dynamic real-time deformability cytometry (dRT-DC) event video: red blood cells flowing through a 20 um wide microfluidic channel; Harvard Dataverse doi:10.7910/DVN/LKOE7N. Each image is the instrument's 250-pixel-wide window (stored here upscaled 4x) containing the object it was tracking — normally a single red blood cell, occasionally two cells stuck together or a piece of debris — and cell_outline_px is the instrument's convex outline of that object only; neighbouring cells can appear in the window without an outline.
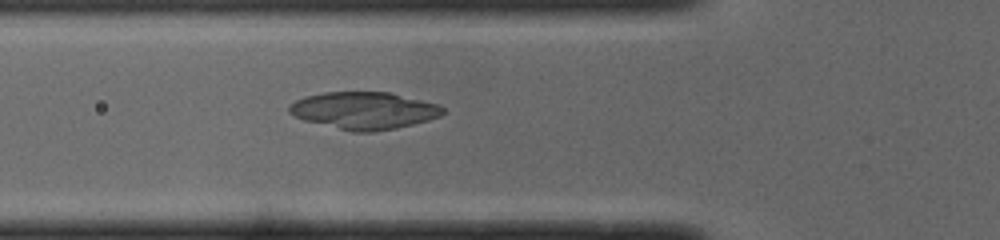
{"species": "common noctule bat (a hibernating species)", "species_latin": "Nyctalus noctula", "temperature_condition": "cold", "stored_images_in_passage": 39, "camera_frame_rate_fps": 3000, "um_per_image_px": 0.085, "animal": {"sex": "male", "body_mass_g": 19.0, "forearm_length_mm": 50.8}, "frame": {"image": 1, "passage_image": 6, "time_ms": 1.667, "image_size_px": [1000, 240], "cell_outline_px": [[444, 112], [440, 116], [428, 120], [396, 128], [372, 132], [352, 132], [304, 120], [288, 112], [288, 108], [296, 100], [304, 96], [324, 92], [392, 92], [436, 104], [444, 108]], "centroid_in_image_um": [30.93, 9.39], "position_along_channel_um": 94.9, "area_um2": 33.18}}
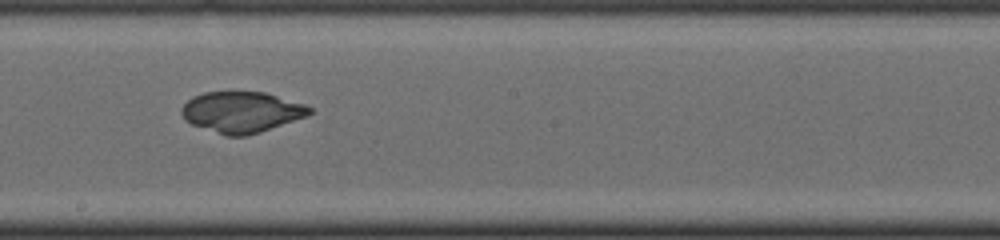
{"frame": {"image": 2, "passage_image": 16, "time_ms": 5.0, "image_size_px": [1000, 240], "cell_outline_px": [[312, 112], [308, 116], [248, 136], [224, 136], [192, 124], [184, 120], [180, 112], [180, 108], [192, 96], [204, 92], [264, 92], [308, 104], [312, 108]], "centroid_in_image_um": [20.54, 9.53], "position_along_channel_um": 227.7, "area_um2": 30.87}}
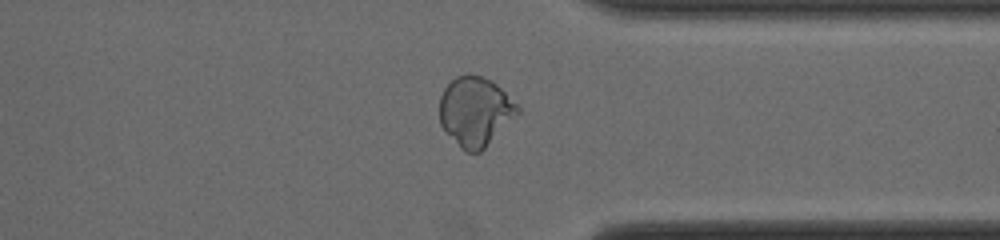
{"frame": {"image": 3, "passage_image": 27, "time_ms": 8.667, "image_size_px": [1000, 240], "cell_outline_px": [[520, 112], [480, 152], [468, 152], [460, 148], [440, 124], [440, 96], [444, 88], [456, 76], [468, 72], [492, 80], [520, 108]], "centroid_in_image_um": [40.38, 9.45], "position_along_channel_um": 371.0, "area_um2": 31.27}}